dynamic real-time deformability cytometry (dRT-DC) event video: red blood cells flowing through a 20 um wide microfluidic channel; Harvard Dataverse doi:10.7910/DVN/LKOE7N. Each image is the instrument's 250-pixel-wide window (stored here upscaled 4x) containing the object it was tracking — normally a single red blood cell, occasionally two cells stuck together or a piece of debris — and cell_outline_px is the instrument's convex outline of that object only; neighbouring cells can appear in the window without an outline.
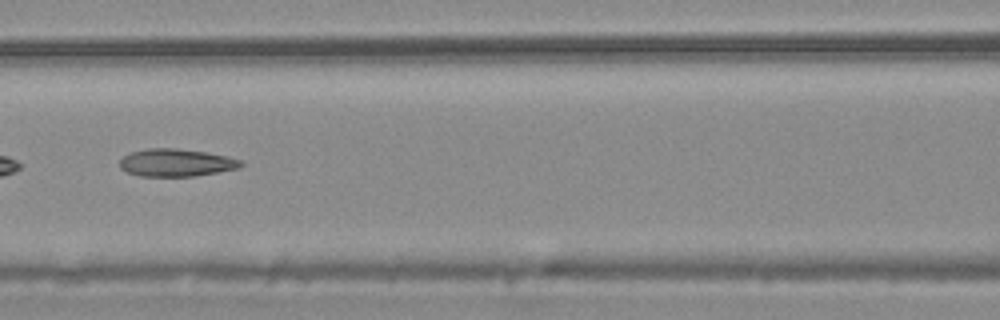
{"species": "common noctule bat (a hibernating species)", "species_latin": "Nyctalus noctula", "temperature_condition": "warm", "stored_images_in_passage": 25, "camera_frame_rate_fps": 3000, "um_per_image_px": 0.085, "animal": {"sex": "male", "body_mass_g": 20.4}, "frame": {"image": 1, "passage_image": 11, "time_ms": 3.333, "image_size_px": [1000, 320], "cell_outline_px": [[244, 164], [240, 168], [192, 176], [140, 176], [128, 172], [120, 168], [120, 160], [124, 156], [132, 152], [148, 148], [176, 148], [204, 152], [228, 156], [244, 160]], "centroid_in_image_um": [15.01, 13.82], "position_along_channel_um": 151.6, "area_um2": 19.42}}